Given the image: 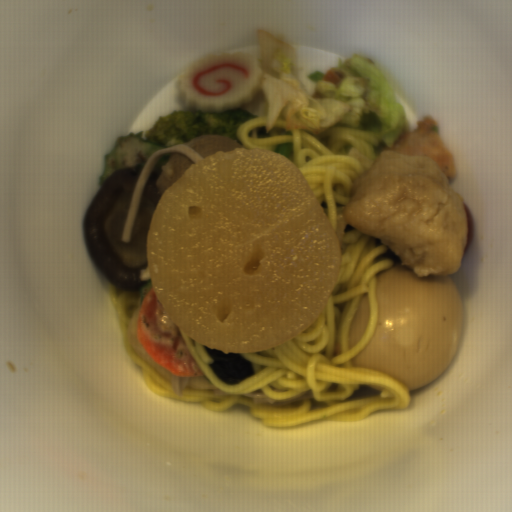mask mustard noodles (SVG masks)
I'll use <instances>...</instances> for the list:
<instances>
[{
  "mask_svg": "<svg viewBox=\"0 0 512 512\" xmlns=\"http://www.w3.org/2000/svg\"><path fill=\"white\" fill-rule=\"evenodd\" d=\"M174 152H180L186 155L193 165L204 159L200 153L186 146L185 143L154 151L144 163L130 194L120 242L130 244L132 240L138 210L153 167L158 163L161 155L172 154Z\"/></svg>",
  "mask_w": 512,
  "mask_h": 512,
  "instance_id": "0af2e427",
  "label": "mustard noodles"
}]
</instances>
